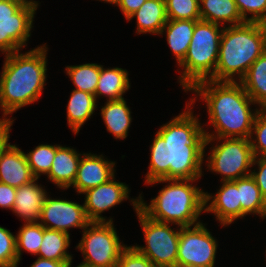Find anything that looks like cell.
I'll return each mask as SVG.
<instances>
[{"instance_id": "1", "label": "cell", "mask_w": 266, "mask_h": 267, "mask_svg": "<svg viewBox=\"0 0 266 267\" xmlns=\"http://www.w3.org/2000/svg\"><path fill=\"white\" fill-rule=\"evenodd\" d=\"M185 110L160 126L150 145L145 183L157 179H200L205 156V132L188 102ZM197 116V117H196Z\"/></svg>"}, {"instance_id": "2", "label": "cell", "mask_w": 266, "mask_h": 267, "mask_svg": "<svg viewBox=\"0 0 266 267\" xmlns=\"http://www.w3.org/2000/svg\"><path fill=\"white\" fill-rule=\"evenodd\" d=\"M189 91L197 97L189 100L193 107L197 99L206 103L208 122L214 127L212 133L204 130L206 138H250L254 118L260 109H251V105L257 104L239 82L204 80Z\"/></svg>"}, {"instance_id": "3", "label": "cell", "mask_w": 266, "mask_h": 267, "mask_svg": "<svg viewBox=\"0 0 266 267\" xmlns=\"http://www.w3.org/2000/svg\"><path fill=\"white\" fill-rule=\"evenodd\" d=\"M45 44L26 53L6 54L0 73V108L3 116L11 115L41 97L47 79Z\"/></svg>"}, {"instance_id": "4", "label": "cell", "mask_w": 266, "mask_h": 267, "mask_svg": "<svg viewBox=\"0 0 266 267\" xmlns=\"http://www.w3.org/2000/svg\"><path fill=\"white\" fill-rule=\"evenodd\" d=\"M200 179H157L146 183L155 185L168 183L161 188L158 196L146 203L142 193L139 197V209L150 219L161 223H172L181 227L201 223L205 213V192L194 182ZM145 201V202H144Z\"/></svg>"}, {"instance_id": "5", "label": "cell", "mask_w": 266, "mask_h": 267, "mask_svg": "<svg viewBox=\"0 0 266 267\" xmlns=\"http://www.w3.org/2000/svg\"><path fill=\"white\" fill-rule=\"evenodd\" d=\"M265 51L266 24L245 22L224 27L217 66L214 75L209 80L217 82H236L237 80L239 82L254 61Z\"/></svg>"}, {"instance_id": "6", "label": "cell", "mask_w": 266, "mask_h": 267, "mask_svg": "<svg viewBox=\"0 0 266 267\" xmlns=\"http://www.w3.org/2000/svg\"><path fill=\"white\" fill-rule=\"evenodd\" d=\"M220 26L204 20L196 21L188 51L178 65L183 70L178 71L181 73L178 81L185 92L214 75L224 28Z\"/></svg>"}, {"instance_id": "7", "label": "cell", "mask_w": 266, "mask_h": 267, "mask_svg": "<svg viewBox=\"0 0 266 267\" xmlns=\"http://www.w3.org/2000/svg\"><path fill=\"white\" fill-rule=\"evenodd\" d=\"M213 141H216L215 145H212ZM209 144L213 147L209 148V156L204 159L207 162L205 166L210 172L220 174L221 182L234 181L250 175L254 154L249 139L206 138L204 149L207 150Z\"/></svg>"}, {"instance_id": "8", "label": "cell", "mask_w": 266, "mask_h": 267, "mask_svg": "<svg viewBox=\"0 0 266 267\" xmlns=\"http://www.w3.org/2000/svg\"><path fill=\"white\" fill-rule=\"evenodd\" d=\"M144 234L145 246L133 245L144 254L155 267H175L177 265V251L180 228H171L172 223H161L146 216L139 209V197L130 198Z\"/></svg>"}, {"instance_id": "9", "label": "cell", "mask_w": 266, "mask_h": 267, "mask_svg": "<svg viewBox=\"0 0 266 267\" xmlns=\"http://www.w3.org/2000/svg\"><path fill=\"white\" fill-rule=\"evenodd\" d=\"M76 249L83 261L76 267H116L127 245L120 242L113 222H90Z\"/></svg>"}, {"instance_id": "10", "label": "cell", "mask_w": 266, "mask_h": 267, "mask_svg": "<svg viewBox=\"0 0 266 267\" xmlns=\"http://www.w3.org/2000/svg\"><path fill=\"white\" fill-rule=\"evenodd\" d=\"M37 9L0 0V52L11 54L27 46Z\"/></svg>"}, {"instance_id": "11", "label": "cell", "mask_w": 266, "mask_h": 267, "mask_svg": "<svg viewBox=\"0 0 266 267\" xmlns=\"http://www.w3.org/2000/svg\"><path fill=\"white\" fill-rule=\"evenodd\" d=\"M218 248L217 239L204 223L180 228L177 265L214 267Z\"/></svg>"}, {"instance_id": "12", "label": "cell", "mask_w": 266, "mask_h": 267, "mask_svg": "<svg viewBox=\"0 0 266 267\" xmlns=\"http://www.w3.org/2000/svg\"><path fill=\"white\" fill-rule=\"evenodd\" d=\"M90 222L84 204L46 196L39 219V223L45 228L70 234V228L83 230Z\"/></svg>"}, {"instance_id": "13", "label": "cell", "mask_w": 266, "mask_h": 267, "mask_svg": "<svg viewBox=\"0 0 266 267\" xmlns=\"http://www.w3.org/2000/svg\"><path fill=\"white\" fill-rule=\"evenodd\" d=\"M115 176L108 182L83 192L85 195L84 208L88 219L91 222H113L103 217L102 213L110 210L125 201L129 200L130 188L126 183L115 181Z\"/></svg>"}, {"instance_id": "14", "label": "cell", "mask_w": 266, "mask_h": 267, "mask_svg": "<svg viewBox=\"0 0 266 267\" xmlns=\"http://www.w3.org/2000/svg\"><path fill=\"white\" fill-rule=\"evenodd\" d=\"M115 166V161L104 158L102 154L83 153L72 186L79 195L106 183L115 176Z\"/></svg>"}, {"instance_id": "15", "label": "cell", "mask_w": 266, "mask_h": 267, "mask_svg": "<svg viewBox=\"0 0 266 267\" xmlns=\"http://www.w3.org/2000/svg\"><path fill=\"white\" fill-rule=\"evenodd\" d=\"M215 195L205 192V212L212 213L221 226H227L241 218V204L237 179L220 182Z\"/></svg>"}, {"instance_id": "16", "label": "cell", "mask_w": 266, "mask_h": 267, "mask_svg": "<svg viewBox=\"0 0 266 267\" xmlns=\"http://www.w3.org/2000/svg\"><path fill=\"white\" fill-rule=\"evenodd\" d=\"M36 177L26 159L24 151L11 144L0 155V182L14 188L32 182Z\"/></svg>"}, {"instance_id": "17", "label": "cell", "mask_w": 266, "mask_h": 267, "mask_svg": "<svg viewBox=\"0 0 266 267\" xmlns=\"http://www.w3.org/2000/svg\"><path fill=\"white\" fill-rule=\"evenodd\" d=\"M38 178L16 188L15 203L12 212L24 223L39 222L46 196V189L38 184Z\"/></svg>"}, {"instance_id": "18", "label": "cell", "mask_w": 266, "mask_h": 267, "mask_svg": "<svg viewBox=\"0 0 266 267\" xmlns=\"http://www.w3.org/2000/svg\"><path fill=\"white\" fill-rule=\"evenodd\" d=\"M81 155L74 148L56 144V154L46 175L48 180L62 190L72 187Z\"/></svg>"}, {"instance_id": "19", "label": "cell", "mask_w": 266, "mask_h": 267, "mask_svg": "<svg viewBox=\"0 0 266 267\" xmlns=\"http://www.w3.org/2000/svg\"><path fill=\"white\" fill-rule=\"evenodd\" d=\"M136 18V34H157L168 21L165 0H146V2L128 17L127 21Z\"/></svg>"}, {"instance_id": "20", "label": "cell", "mask_w": 266, "mask_h": 267, "mask_svg": "<svg viewBox=\"0 0 266 267\" xmlns=\"http://www.w3.org/2000/svg\"><path fill=\"white\" fill-rule=\"evenodd\" d=\"M100 64V77L95 90V99L101 96L107 97L108 100H120L130 89L129 73L126 69L113 67L104 68Z\"/></svg>"}, {"instance_id": "21", "label": "cell", "mask_w": 266, "mask_h": 267, "mask_svg": "<svg viewBox=\"0 0 266 267\" xmlns=\"http://www.w3.org/2000/svg\"><path fill=\"white\" fill-rule=\"evenodd\" d=\"M101 116L107 132L111 133L116 140L126 139L132 117L131 109L124 98L106 100L105 105L101 108Z\"/></svg>"}, {"instance_id": "22", "label": "cell", "mask_w": 266, "mask_h": 267, "mask_svg": "<svg viewBox=\"0 0 266 267\" xmlns=\"http://www.w3.org/2000/svg\"><path fill=\"white\" fill-rule=\"evenodd\" d=\"M195 24L194 20H168L159 34H166L168 47L173 52L177 65L184 60L188 51Z\"/></svg>"}, {"instance_id": "23", "label": "cell", "mask_w": 266, "mask_h": 267, "mask_svg": "<svg viewBox=\"0 0 266 267\" xmlns=\"http://www.w3.org/2000/svg\"><path fill=\"white\" fill-rule=\"evenodd\" d=\"M199 1L201 20L215 23L221 25L222 27L235 26L245 23L234 0Z\"/></svg>"}, {"instance_id": "24", "label": "cell", "mask_w": 266, "mask_h": 267, "mask_svg": "<svg viewBox=\"0 0 266 267\" xmlns=\"http://www.w3.org/2000/svg\"><path fill=\"white\" fill-rule=\"evenodd\" d=\"M67 102V123L76 135L97 109V101L91 93L72 89Z\"/></svg>"}, {"instance_id": "25", "label": "cell", "mask_w": 266, "mask_h": 267, "mask_svg": "<svg viewBox=\"0 0 266 267\" xmlns=\"http://www.w3.org/2000/svg\"><path fill=\"white\" fill-rule=\"evenodd\" d=\"M239 83L259 109H266V51L254 61Z\"/></svg>"}, {"instance_id": "26", "label": "cell", "mask_w": 266, "mask_h": 267, "mask_svg": "<svg viewBox=\"0 0 266 267\" xmlns=\"http://www.w3.org/2000/svg\"><path fill=\"white\" fill-rule=\"evenodd\" d=\"M239 201L241 204V218L249 215H258L266 218V199L251 175L237 179Z\"/></svg>"}, {"instance_id": "27", "label": "cell", "mask_w": 266, "mask_h": 267, "mask_svg": "<svg viewBox=\"0 0 266 267\" xmlns=\"http://www.w3.org/2000/svg\"><path fill=\"white\" fill-rule=\"evenodd\" d=\"M70 240V234L43 226V240L37 255L49 260L72 261L73 256L67 250Z\"/></svg>"}, {"instance_id": "28", "label": "cell", "mask_w": 266, "mask_h": 267, "mask_svg": "<svg viewBox=\"0 0 266 267\" xmlns=\"http://www.w3.org/2000/svg\"><path fill=\"white\" fill-rule=\"evenodd\" d=\"M65 72L73 82L74 89L95 95V90L100 77V64L85 63L81 65H68Z\"/></svg>"}, {"instance_id": "29", "label": "cell", "mask_w": 266, "mask_h": 267, "mask_svg": "<svg viewBox=\"0 0 266 267\" xmlns=\"http://www.w3.org/2000/svg\"><path fill=\"white\" fill-rule=\"evenodd\" d=\"M16 235V253L18 257V266L20 264L22 251L32 255L38 254L43 240V225L39 222L24 223Z\"/></svg>"}, {"instance_id": "30", "label": "cell", "mask_w": 266, "mask_h": 267, "mask_svg": "<svg viewBox=\"0 0 266 267\" xmlns=\"http://www.w3.org/2000/svg\"><path fill=\"white\" fill-rule=\"evenodd\" d=\"M55 154L56 144H39L34 150L25 153L32 174L36 178L49 173Z\"/></svg>"}, {"instance_id": "31", "label": "cell", "mask_w": 266, "mask_h": 267, "mask_svg": "<svg viewBox=\"0 0 266 267\" xmlns=\"http://www.w3.org/2000/svg\"><path fill=\"white\" fill-rule=\"evenodd\" d=\"M168 20H201L199 0H165Z\"/></svg>"}, {"instance_id": "32", "label": "cell", "mask_w": 266, "mask_h": 267, "mask_svg": "<svg viewBox=\"0 0 266 267\" xmlns=\"http://www.w3.org/2000/svg\"><path fill=\"white\" fill-rule=\"evenodd\" d=\"M249 140L254 157H266V109L258 110Z\"/></svg>"}, {"instance_id": "33", "label": "cell", "mask_w": 266, "mask_h": 267, "mask_svg": "<svg viewBox=\"0 0 266 267\" xmlns=\"http://www.w3.org/2000/svg\"><path fill=\"white\" fill-rule=\"evenodd\" d=\"M0 267H18L16 235L0 226Z\"/></svg>"}, {"instance_id": "34", "label": "cell", "mask_w": 266, "mask_h": 267, "mask_svg": "<svg viewBox=\"0 0 266 267\" xmlns=\"http://www.w3.org/2000/svg\"><path fill=\"white\" fill-rule=\"evenodd\" d=\"M245 22L266 23V0H234ZM250 15V16H249Z\"/></svg>"}, {"instance_id": "35", "label": "cell", "mask_w": 266, "mask_h": 267, "mask_svg": "<svg viewBox=\"0 0 266 267\" xmlns=\"http://www.w3.org/2000/svg\"><path fill=\"white\" fill-rule=\"evenodd\" d=\"M116 267H155V265L134 246H127L121 253Z\"/></svg>"}, {"instance_id": "36", "label": "cell", "mask_w": 266, "mask_h": 267, "mask_svg": "<svg viewBox=\"0 0 266 267\" xmlns=\"http://www.w3.org/2000/svg\"><path fill=\"white\" fill-rule=\"evenodd\" d=\"M256 165L258 169L255 167ZM252 166H254L255 169L251 170L250 175L255 180L263 197L266 199V157H254Z\"/></svg>"}, {"instance_id": "37", "label": "cell", "mask_w": 266, "mask_h": 267, "mask_svg": "<svg viewBox=\"0 0 266 267\" xmlns=\"http://www.w3.org/2000/svg\"><path fill=\"white\" fill-rule=\"evenodd\" d=\"M15 119L7 116L0 118V155L4 152L11 144L8 143L10 139V130Z\"/></svg>"}, {"instance_id": "38", "label": "cell", "mask_w": 266, "mask_h": 267, "mask_svg": "<svg viewBox=\"0 0 266 267\" xmlns=\"http://www.w3.org/2000/svg\"><path fill=\"white\" fill-rule=\"evenodd\" d=\"M16 196V188L0 182V208L12 211Z\"/></svg>"}, {"instance_id": "39", "label": "cell", "mask_w": 266, "mask_h": 267, "mask_svg": "<svg viewBox=\"0 0 266 267\" xmlns=\"http://www.w3.org/2000/svg\"><path fill=\"white\" fill-rule=\"evenodd\" d=\"M146 2V0H118L116 6L121 10L122 14L128 19L134 12Z\"/></svg>"}, {"instance_id": "40", "label": "cell", "mask_w": 266, "mask_h": 267, "mask_svg": "<svg viewBox=\"0 0 266 267\" xmlns=\"http://www.w3.org/2000/svg\"><path fill=\"white\" fill-rule=\"evenodd\" d=\"M73 261H56L37 257L30 267H72Z\"/></svg>"}, {"instance_id": "41", "label": "cell", "mask_w": 266, "mask_h": 267, "mask_svg": "<svg viewBox=\"0 0 266 267\" xmlns=\"http://www.w3.org/2000/svg\"><path fill=\"white\" fill-rule=\"evenodd\" d=\"M10 1H14V2L21 4L22 6L35 8V9H38V6L40 4L38 3L39 1H34V0H10Z\"/></svg>"}, {"instance_id": "42", "label": "cell", "mask_w": 266, "mask_h": 267, "mask_svg": "<svg viewBox=\"0 0 266 267\" xmlns=\"http://www.w3.org/2000/svg\"><path fill=\"white\" fill-rule=\"evenodd\" d=\"M99 1H103L104 3L114 4L115 6L118 3V0H99Z\"/></svg>"}, {"instance_id": "43", "label": "cell", "mask_w": 266, "mask_h": 267, "mask_svg": "<svg viewBox=\"0 0 266 267\" xmlns=\"http://www.w3.org/2000/svg\"><path fill=\"white\" fill-rule=\"evenodd\" d=\"M175 267H188V266H181V265H176Z\"/></svg>"}]
</instances>
